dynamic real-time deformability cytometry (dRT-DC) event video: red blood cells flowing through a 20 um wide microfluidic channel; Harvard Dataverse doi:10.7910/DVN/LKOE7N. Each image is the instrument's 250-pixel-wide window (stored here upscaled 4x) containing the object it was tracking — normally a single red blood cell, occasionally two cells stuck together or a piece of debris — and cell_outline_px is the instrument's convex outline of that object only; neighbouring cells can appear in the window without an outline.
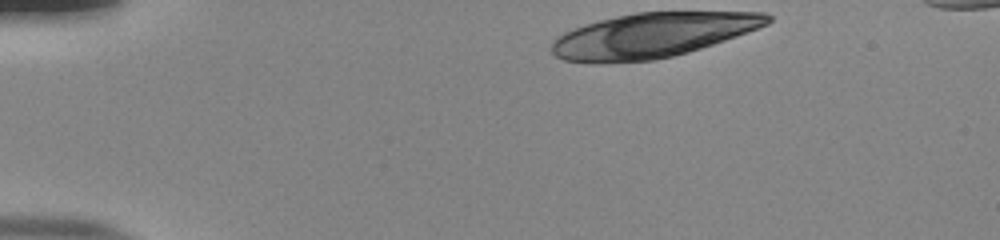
{"species": "human", "species_latin": "Homo sapiens", "temperature_condition": "room temperature", "stored_images_in_passage": 44, "camera_frame_rate_fps": 3000, "um_per_image_px": 0.085, "donor": {"sex": "male"}, "frame": {"image": 1, "passage_image": 1, "time_ms": 0.0, "image_size_px": [1000, 240], "cell_outline_px": [[772, 20], [768, 24], [736, 36], [688, 52], [656, 60], [564, 60], [556, 56], [552, 52], [552, 40], [556, 36], [564, 32], [600, 20], [616, 16], [636, 12], [764, 12], [772, 16]], "centroid_in_image_um": [55.52, 2.95], "position_along_channel_um": 29.5, "area_um2": 54.74}}